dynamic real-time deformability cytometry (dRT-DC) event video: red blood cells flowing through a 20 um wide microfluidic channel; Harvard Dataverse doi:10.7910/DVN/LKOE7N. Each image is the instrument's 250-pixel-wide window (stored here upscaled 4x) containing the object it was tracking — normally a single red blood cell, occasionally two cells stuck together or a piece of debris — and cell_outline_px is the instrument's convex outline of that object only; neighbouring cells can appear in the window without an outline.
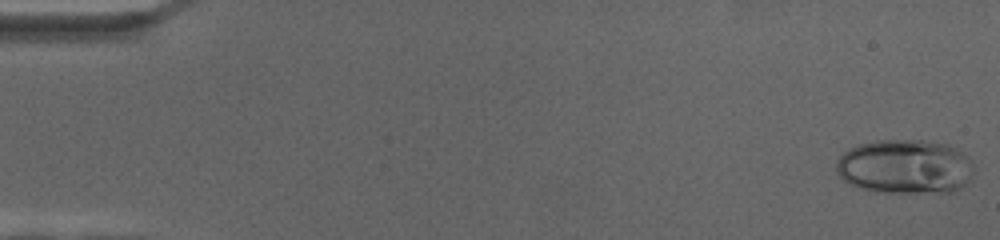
{"species": "human", "species_latin": "Homo sapiens", "temperature_condition": "cold", "stored_images_in_passage": 68, "camera_frame_rate_fps": 3000, "um_per_image_px": 0.085, "donor": {"sex": "female"}, "frame": {"image": 1, "passage_image": 1, "time_ms": 0.0, "image_size_px": [1000, 240], "cell_outline_px": [[972, 172], [968, 180], [960, 188], [952, 192], [884, 192], [864, 188], [852, 184], [844, 180], [836, 172], [836, 160], [848, 148], [860, 144], [876, 140], [920, 140], [948, 144], [964, 152], [972, 168]], "centroid_in_image_um": [76.91, 14.15], "position_along_channel_um": 8.1, "area_um2": 43.29}}
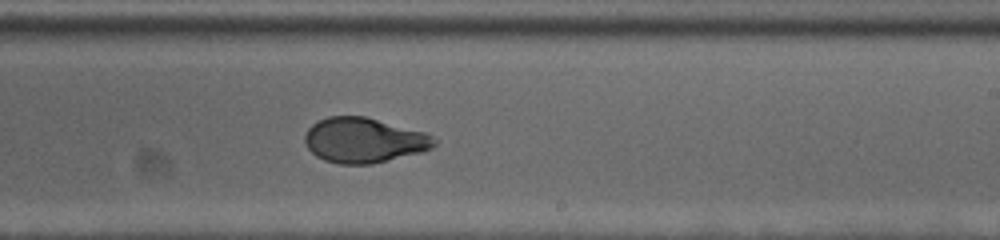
{"frame": {"image": 2, "passage_image": 42, "time_ms": 13.667, "image_size_px": [1000, 240], "cell_outline_px": [[440, 140], [432, 148], [424, 152], [372, 164], [340, 164], [324, 160], [316, 156], [308, 148], [304, 140], [304, 136], [308, 128], [312, 124], [328, 116], [364, 116], [424, 132]], "centroid_in_image_um": [30.95, 11.93], "position_along_channel_um": 258.0, "area_um2": 34.1}}
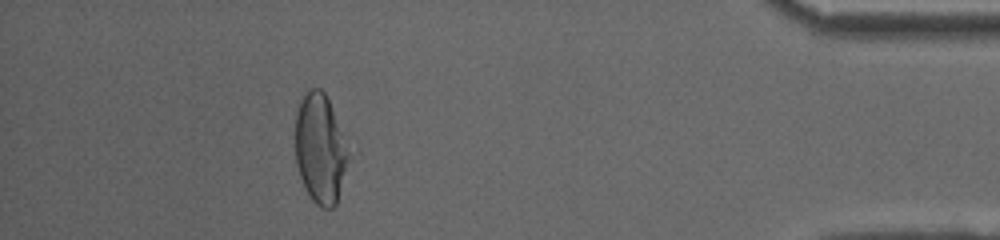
{"frame": {"image": 3, "passage_image": 62, "time_ms": 20.333, "image_size_px": [1000, 240], "cell_outline_px": [[348, 156], [336, 204], [332, 208], [324, 208], [316, 204], [312, 200], [300, 176], [296, 164], [296, 112], [300, 100], [308, 88], [320, 88], [324, 92], [328, 100], [340, 132]], "centroid_in_image_um": [27.16, 12.63], "position_along_channel_um": 408.0, "area_um2": 32.66}}